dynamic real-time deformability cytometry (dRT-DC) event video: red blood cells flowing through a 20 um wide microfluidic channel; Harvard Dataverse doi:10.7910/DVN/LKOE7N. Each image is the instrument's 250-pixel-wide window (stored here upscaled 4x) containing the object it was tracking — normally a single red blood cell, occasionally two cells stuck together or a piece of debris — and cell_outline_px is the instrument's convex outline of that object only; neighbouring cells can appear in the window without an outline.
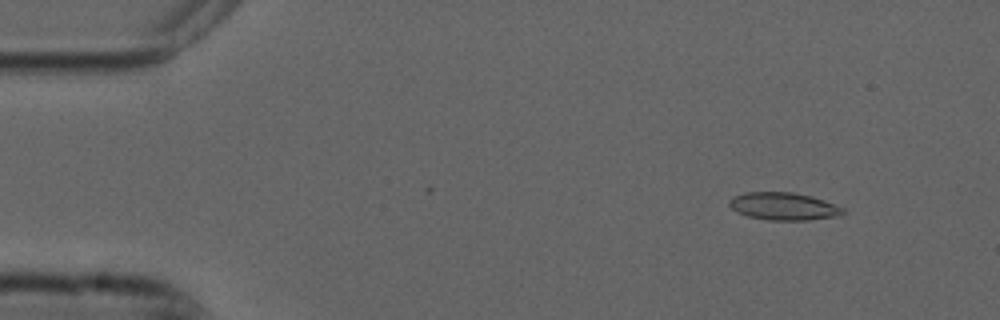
{"species": "common noctule bat (a hibernating species)", "species_latin": "Nyctalus noctula", "temperature_condition": "cold", "stored_images_in_passage": 54, "camera_frame_rate_fps": 3000, "um_per_image_px": 0.085, "animal": {"sex": "male", "forearm_length_mm": 52.5}, "frame": {"image": 1, "passage_image": 6, "time_ms": 1.667, "image_size_px": [1000, 320], "cell_outline_px": [[844, 212], [840, 216], [808, 220], [768, 220], [748, 216], [732, 208], [728, 204], [728, 200], [744, 192], [792, 192], [812, 196], [824, 200], [844, 208]], "centroid_in_image_um": [66.63, 17.53], "position_along_channel_um": 18.4, "area_um2": 18.21}}
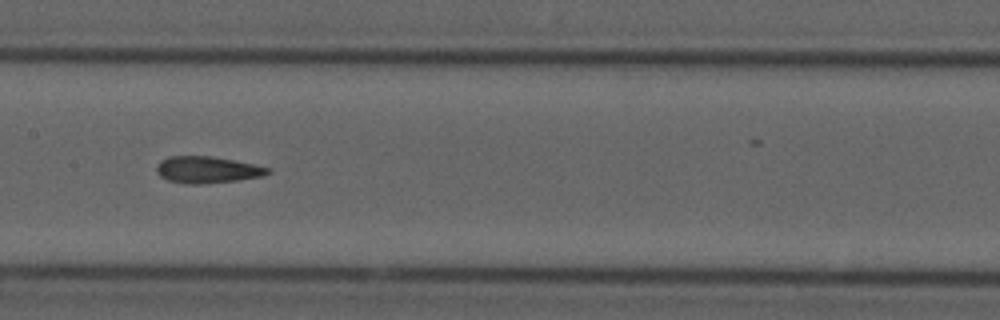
{"frame": {"image": 2, "passage_image": 27, "time_ms": 8.667, "image_size_px": [1000, 320], "cell_outline_px": [[272, 172], [264, 176], [236, 180], [200, 184], [184, 184], [168, 180], [160, 176], [156, 172], [156, 168], [160, 160], [168, 156], [212, 156], [272, 168]], "centroid_in_image_um": [17.61, 14.43], "position_along_channel_um": 189.8, "area_um2": 17.34}}
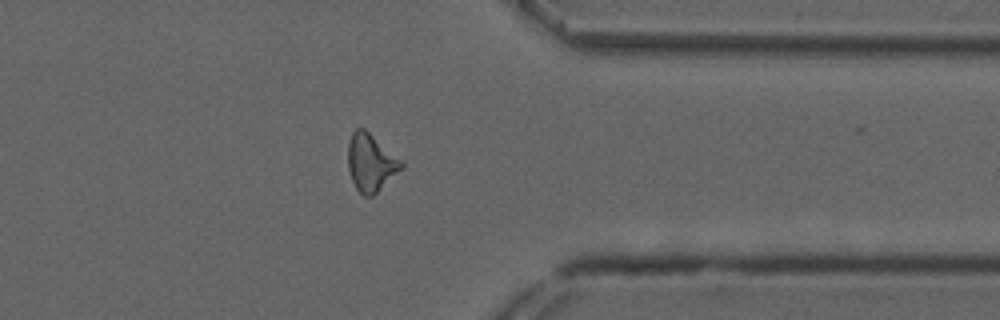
{"frame": {"image": 3, "passage_image": 43, "time_ms": 14.0, "image_size_px": [1000, 320], "cell_outline_px": [[404, 168], [372, 196], [364, 196], [356, 188], [352, 180], [348, 168], [348, 144], [352, 132], [356, 128], [364, 128], [400, 160], [404, 164]], "centroid_in_image_um": [31.5, 13.83], "position_along_channel_um": 379.9, "area_um2": 17.57}, "authors_computed_cell_mechanics": {"area_um2": 17.4556, "velocity_mm_per_s": 3.7367, "shape_relaxation_time_tau1_ms": null, "shape_relaxation_time_tau2_ms": 2.8717, "deformation_change_tau1": null, "deformation_change_tau2": 0.1137}}